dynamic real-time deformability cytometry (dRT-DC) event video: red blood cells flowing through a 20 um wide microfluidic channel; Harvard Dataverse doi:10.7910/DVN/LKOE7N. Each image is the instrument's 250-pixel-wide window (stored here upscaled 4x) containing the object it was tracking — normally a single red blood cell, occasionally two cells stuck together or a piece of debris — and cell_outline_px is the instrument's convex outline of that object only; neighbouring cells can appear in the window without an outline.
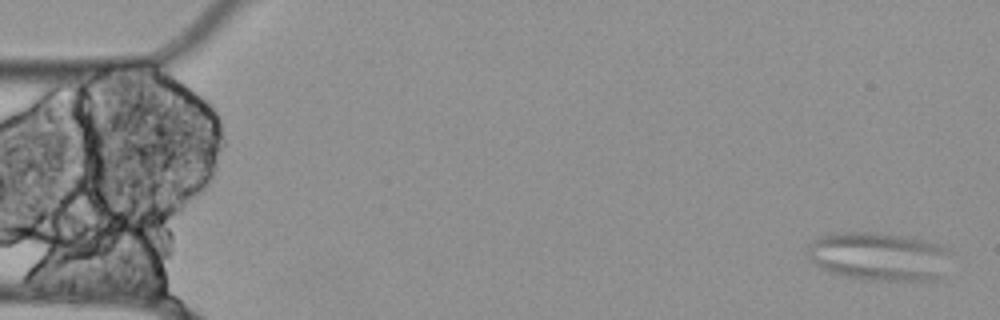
{"species": "Egyptian fruit bat (a non-hibernating species)", "species_latin": "Rousettus aegyptiacus", "temperature_condition": "cold", "stored_images_in_passage": 9, "camera_frame_rate_fps": 3000, "um_per_image_px": 0.085, "animal": {"sex": "female"}, "frame": {"image": 1, "passage_image": 1, "time_ms": 0.0, "image_size_px": [1000, 320], "cell_outline_px": [[952, 252], [940, 276], [936, 280], [868, 280], [828, 272], [816, 264], [808, 256], [808, 244], [820, 236], [844, 232], [868, 232], [908, 236], [940, 244], [948, 248]], "centroid_in_image_um": [74.73, 21.79], "position_along_channel_um": 10.3, "area_um2": 40.34}}